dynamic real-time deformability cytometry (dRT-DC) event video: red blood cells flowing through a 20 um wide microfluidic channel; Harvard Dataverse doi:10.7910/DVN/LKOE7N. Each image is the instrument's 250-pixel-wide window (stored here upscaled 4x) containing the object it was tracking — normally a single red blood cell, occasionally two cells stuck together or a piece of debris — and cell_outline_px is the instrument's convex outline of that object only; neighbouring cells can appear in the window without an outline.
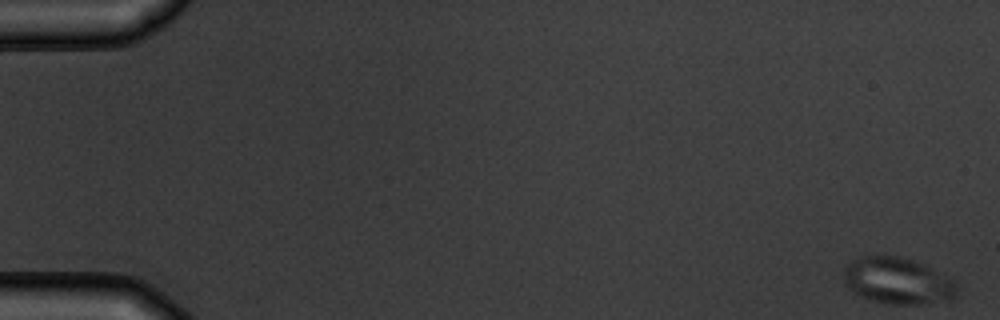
{"species": "common noctule bat (a hibernating species)", "species_latin": "Nyctalus noctula", "temperature_condition": "warm", "stored_images_in_passage": 15, "camera_frame_rate_fps": 3000, "um_per_image_px": 0.085, "animal": {"sex": "male", "body_mass_g": 19.5, "forearm_length_mm": 54.6}, "frame": {"image": 1, "passage_image": 1, "time_ms": 0.0, "image_size_px": [1000, 320], "cell_outline_px": [[956, 292], [948, 300], [916, 304], [888, 304], [872, 300], [848, 288], [844, 280], [844, 268], [852, 260], [860, 256], [884, 252], [900, 256], [924, 264], [932, 268], [952, 280], [956, 284]], "centroid_in_image_um": [76.24, 23.81], "position_along_channel_um": 8.8, "area_um2": 30.75}}
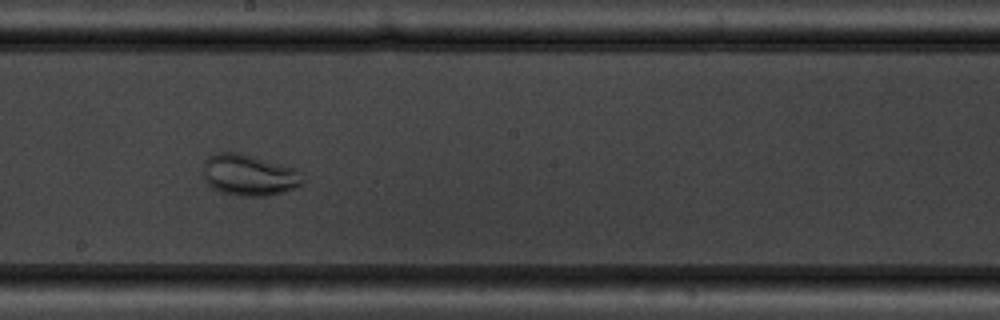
{"frame": {"image": 2, "passage_image": 9, "time_ms": 10.0, "image_size_px": [1000, 320], "cell_outline_px": [[304, 180], [296, 188], [284, 192], [268, 196], [240, 196], [220, 192], [212, 188], [204, 180], [204, 160], [208, 156], [216, 152], [240, 152], [296, 168]], "centroid_in_image_um": [21.15, 14.88], "position_along_channel_um": 227.0, "area_um2": 24.22}, "authors_computed_cell_mechanics": {"area_um2": 28.4376, "velocity_mm_per_s": 3.7876, "shape_relaxation_time_tau1_ms": 3.3118, "shape_relaxation_time_tau2_ms": null, "deformation_change_tau1": 0.0689, "deformation_change_tau2": null}}